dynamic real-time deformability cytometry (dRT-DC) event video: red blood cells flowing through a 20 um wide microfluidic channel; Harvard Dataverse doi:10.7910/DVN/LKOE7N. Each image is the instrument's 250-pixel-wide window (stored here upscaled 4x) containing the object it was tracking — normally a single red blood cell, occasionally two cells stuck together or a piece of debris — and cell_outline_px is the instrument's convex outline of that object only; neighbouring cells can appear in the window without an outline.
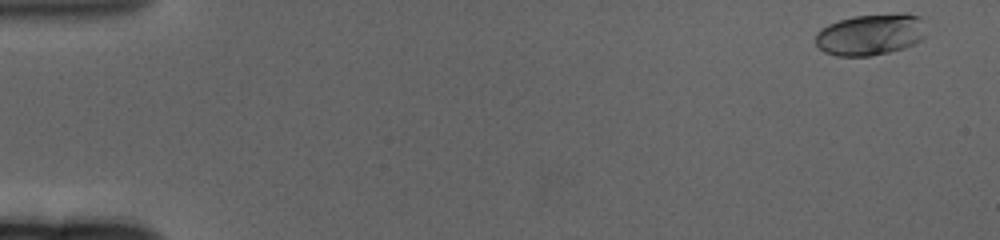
{"species": "human", "species_latin": "Homo sapiens", "temperature_condition": "cold", "stored_images_in_passage": 63, "camera_frame_rate_fps": 3000, "um_per_image_px": 0.085, "donor": {"sex": "female"}, "frame": {"image": 1, "passage_image": 2, "time_ms": 0.333, "image_size_px": [1000, 240], "cell_outline_px": [[924, 36], [916, 44], [904, 48], [872, 56], [836, 56], [824, 52], [816, 44], [816, 32], [820, 28], [828, 24], [840, 20], [856, 16], [920, 16]], "centroid_in_image_um": [73.9, 3.0], "position_along_channel_um": 11.1, "area_um2": 25.84}}
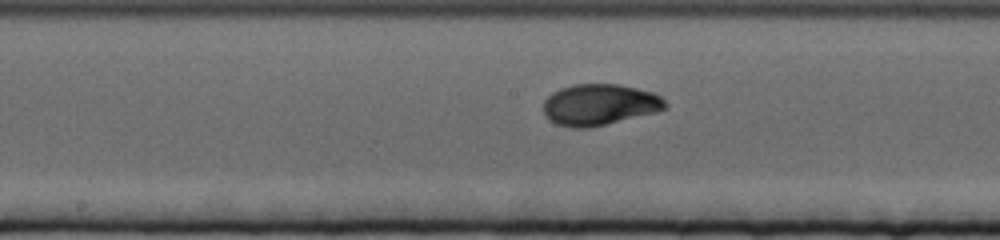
{"frame": {"image": 2, "passage_image": 33, "time_ms": 10.667, "image_size_px": [1000, 240], "cell_outline_px": [[668, 108], [656, 112], [588, 128], [572, 128], [556, 124], [548, 120], [544, 116], [544, 100], [552, 92], [560, 88], [572, 84], [620, 84], [656, 92], [668, 104]], "centroid_in_image_um": [50.96, 8.89], "position_along_channel_um": 197.2, "area_um2": 29.59}}
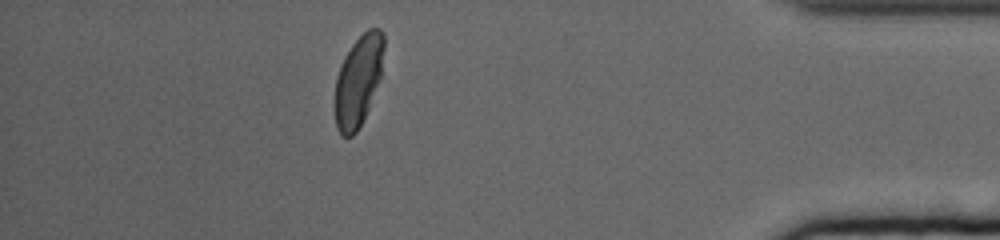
{"frame": {"image": 3, "passage_image": 56, "time_ms": 18.333, "image_size_px": [1000, 240], "cell_outline_px": [[384, 48], [380, 80], [368, 108], [356, 132], [352, 136], [340, 136], [336, 128], [336, 76], [344, 56], [352, 44], [368, 28], [380, 28], [384, 36]], "centroid_in_image_um": [30.46, 6.83], "position_along_channel_um": 404.7, "area_um2": 25.66}, "authors_computed_cell_mechanics": {"area_um2": 27.3972, "velocity_mm_per_s": 3.2228, "shape_relaxation_time_tau1_ms": 4.7321, "shape_relaxation_time_tau2_ms": null, "deformation_change_tau1": 0.1929, "deformation_change_tau2": null}}